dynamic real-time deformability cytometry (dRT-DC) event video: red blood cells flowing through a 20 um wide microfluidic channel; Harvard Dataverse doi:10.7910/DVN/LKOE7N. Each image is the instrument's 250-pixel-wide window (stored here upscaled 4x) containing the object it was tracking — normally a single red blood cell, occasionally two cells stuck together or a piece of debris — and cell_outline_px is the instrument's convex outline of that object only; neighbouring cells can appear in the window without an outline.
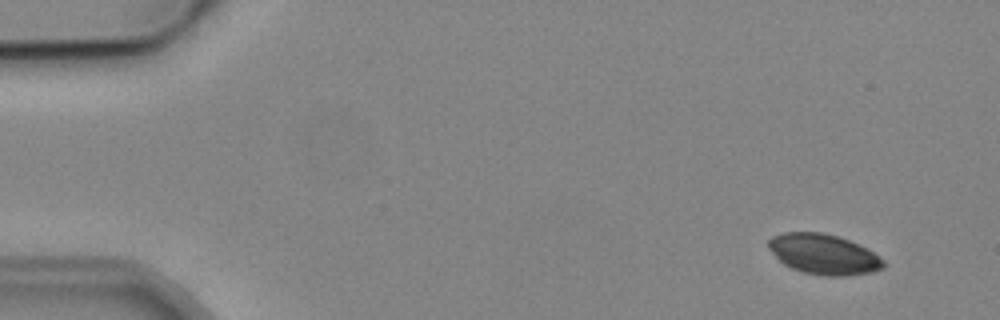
{"species": "common noctule bat (a hibernating species)", "species_latin": "Nyctalus noctula", "temperature_condition": "cold", "stored_images_in_passage": 5, "camera_frame_rate_fps": 3000, "um_per_image_px": 0.085, "animal": {"sex": "male", "body_mass_g": 19.2, "forearm_length_mm": 51.8}, "frame": {"image": 1, "passage_image": 1, "time_ms": 0.0, "image_size_px": [1000, 320], "cell_outline_px": [[888, 264], [884, 268], [872, 272], [844, 276], [824, 276], [804, 272], [792, 268], [784, 264], [768, 248], [768, 240], [772, 236], [784, 232], [820, 232], [836, 236], [848, 240], [872, 252], [884, 260]], "centroid_in_image_um": [70.01, 21.62], "position_along_channel_um": 15.0, "area_um2": 26.76}}
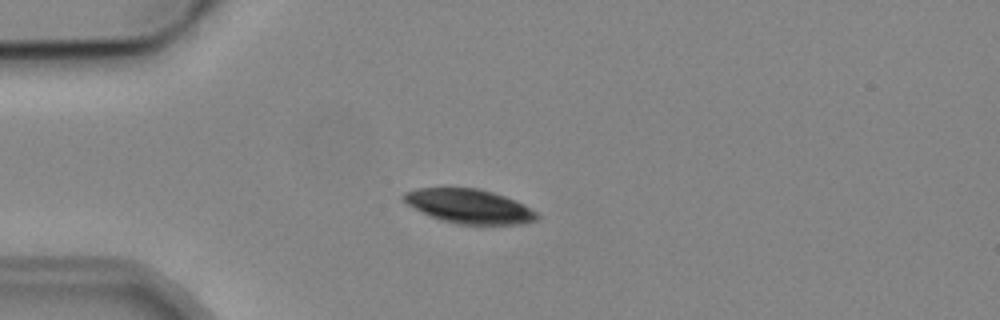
{"frame": {"image": 2, "passage_image": 3, "time_ms": 3.333, "image_size_px": [1000, 320], "cell_outline_px": [[540, 216], [536, 220], [520, 224], [456, 224], [440, 220], [408, 204], [400, 196], [404, 192], [420, 188], [476, 188], [492, 192], [504, 196], [524, 204], [536, 212]], "centroid_in_image_um": [39.89, 17.53], "position_along_channel_um": 45.1, "area_um2": 26.24}}